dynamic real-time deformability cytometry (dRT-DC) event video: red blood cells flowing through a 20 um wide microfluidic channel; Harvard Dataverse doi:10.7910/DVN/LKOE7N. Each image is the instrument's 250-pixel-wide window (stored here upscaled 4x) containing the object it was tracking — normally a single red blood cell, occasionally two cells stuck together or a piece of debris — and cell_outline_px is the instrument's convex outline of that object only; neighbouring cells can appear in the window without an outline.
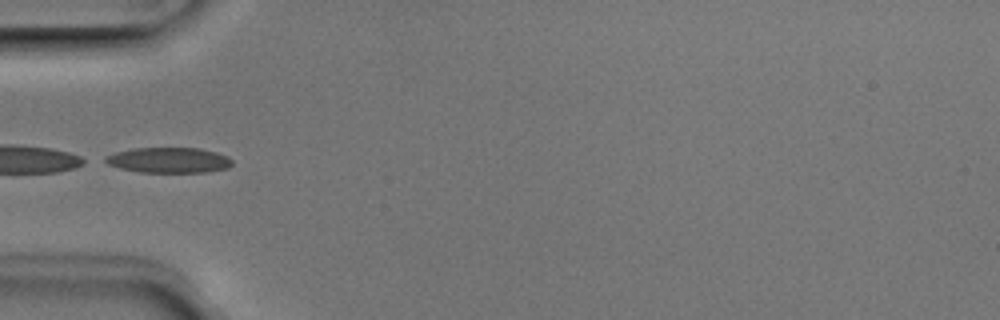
{"species": "Egyptian fruit bat (a non-hibernating species)", "species_latin": "Rousettus aegyptiacus", "temperature_condition": "room temperature", "stored_images_in_passage": 34, "camera_frame_rate_fps": 3000, "um_per_image_px": 0.085, "animal": {"sex": "male"}, "frame": {"image": 1, "passage_image": 1, "time_ms": 0.0, "image_size_px": [1000, 320], "cell_outline_px": [[232, 164], [228, 168], [208, 172], [140, 172], [120, 168], [108, 164], [100, 160], [116, 152], [132, 148], [200, 148], [216, 152], [228, 156], [232, 160]], "centroid_in_image_um": [14.36, 13.61], "position_along_channel_um": 70.6, "area_um2": 18.84}}
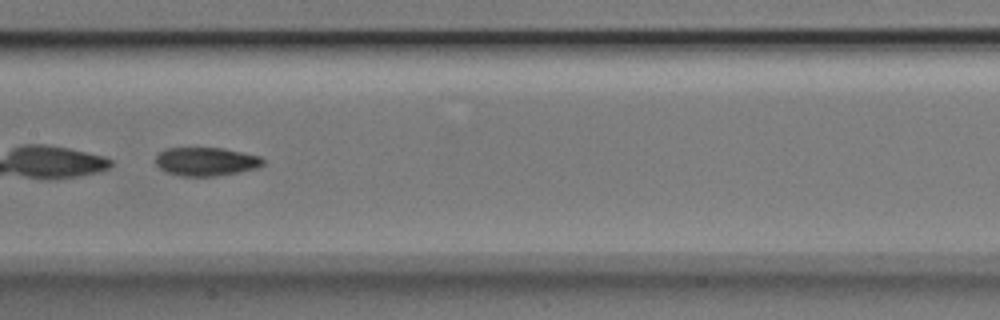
{"frame": {"image": 2, "passage_image": 10, "time_ms": 3.0, "image_size_px": [1000, 320], "cell_outline_px": [[264, 164], [256, 168], [216, 176], [180, 176], [164, 172], [156, 164], [156, 156], [164, 148], [224, 148], [260, 156], [264, 160]], "centroid_in_image_um": [17.48, 13.73], "position_along_channel_um": 189.9, "area_um2": 17.86}, "authors_computed_cell_mechanics": {"area_um2": 18.0914, "velocity_mm_per_s": 3.9652, "shape_relaxation_time_tau1_ms": 4.6678, "shape_relaxation_time_tau2_ms": 2.9815, "deformation_change_tau1": 0.1584, "deformation_change_tau2": 0.0792}}